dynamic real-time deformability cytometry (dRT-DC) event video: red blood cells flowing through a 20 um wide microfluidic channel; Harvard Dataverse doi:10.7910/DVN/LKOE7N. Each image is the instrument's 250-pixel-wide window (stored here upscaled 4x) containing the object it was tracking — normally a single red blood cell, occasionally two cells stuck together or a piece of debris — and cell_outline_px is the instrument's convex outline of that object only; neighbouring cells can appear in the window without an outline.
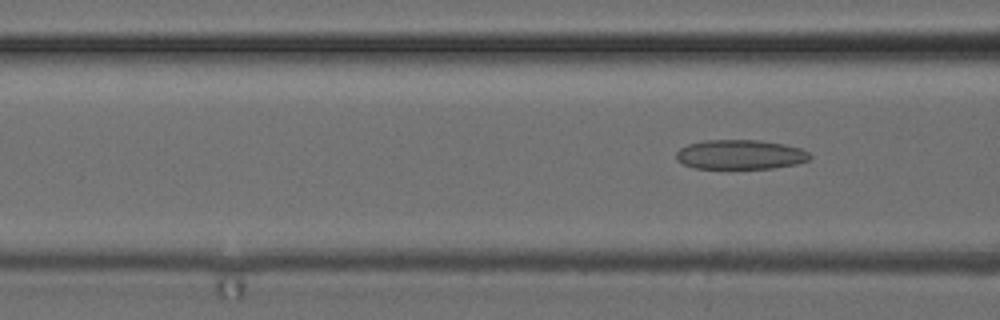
{"species": "common noctule bat (a hibernating species)", "species_latin": "Nyctalus noctula", "temperature_condition": "cold", "stored_images_in_passage": 7, "segment_of_instrument_passage": [2, 2], "camera_frame_rate_fps": 3000, "um_per_image_px": 0.085, "animal": {"sex": "female", "body_mass_g": 24.6, "forearm_length_mm": 56.2}, "frame": {"image": 1, "passage_image": 7, "time_ms": 8.0, "image_size_px": [1000, 320], "cell_outline_px": [[812, 156], [808, 160], [796, 164], [772, 168], [696, 168], [684, 164], [676, 160], [676, 152], [680, 148], [688, 144], [708, 140], [760, 140], [784, 144], [800, 148], [808, 152]], "centroid_in_image_um": [62.92, 13.13], "position_along_channel_um": 103.7, "area_um2": 22.89}}